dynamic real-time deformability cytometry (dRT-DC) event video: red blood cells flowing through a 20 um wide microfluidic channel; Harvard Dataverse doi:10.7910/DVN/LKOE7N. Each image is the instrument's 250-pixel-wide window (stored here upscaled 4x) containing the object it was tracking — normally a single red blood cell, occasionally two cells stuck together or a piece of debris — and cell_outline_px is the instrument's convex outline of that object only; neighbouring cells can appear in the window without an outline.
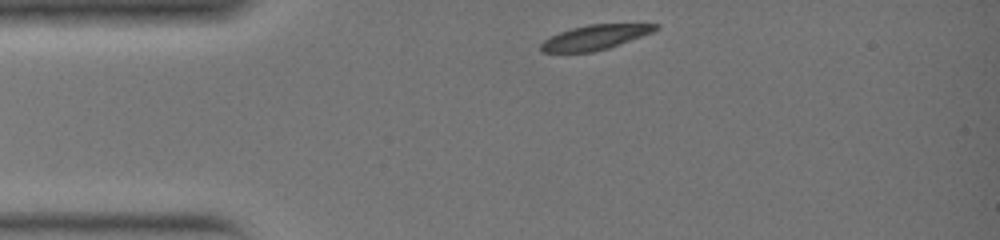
{"species": "common noctule bat (a hibernating species)", "species_latin": "Nyctalus noctula", "temperature_condition": "warm", "stored_images_in_passage": 25, "camera_frame_rate_fps": 3000, "um_per_image_px": 0.085, "animal": {"sex": "female", "body_mass_g": 19.0, "forearm_length_mm": 51.5}, "frame": {"image": 1, "passage_image": 1, "time_ms": 0.0, "image_size_px": [1000, 240], "cell_outline_px": [[660, 28], [652, 32], [608, 48], [592, 52], [540, 52], [540, 44], [544, 40], [560, 32], [572, 28], [588, 24], [660, 24]], "centroid_in_image_um": [50.56, 3.17], "position_along_channel_um": 34.4, "area_um2": 16.3}}
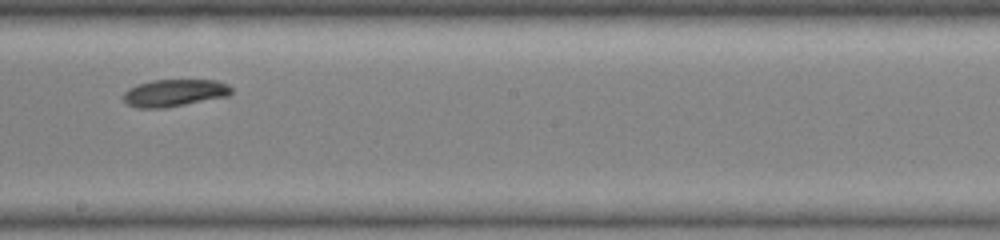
{"frame": {"image": 2, "passage_image": 14, "time_ms": 4.333, "image_size_px": [1000, 240], "cell_outline_px": [[232, 92], [228, 96], [164, 108], [136, 108], [128, 104], [124, 100], [124, 92], [128, 88], [152, 80], [216, 80], [228, 84], [232, 88]], "centroid_in_image_um": [14.84, 7.89], "position_along_channel_um": 233.4, "area_um2": 17.05}}
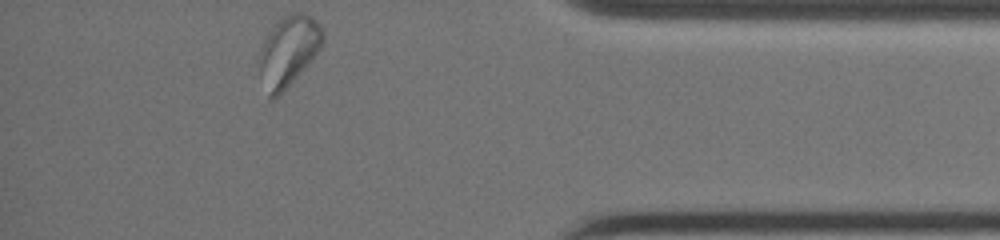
{"frame": {"image": 3, "passage_image": 25, "time_ms": 8.0, "image_size_px": [1000, 240], "cell_outline_px": [[324, 40], [320, 48], [308, 64], [276, 96], [268, 96], [256, 60], [260, 48], [264, 40], [272, 28], [284, 16], [292, 12], [304, 12], [312, 16], [320, 24], [324, 32]], "centroid_in_image_um": [24.53, 4.26], "position_along_channel_um": 410.7, "area_um2": 25.61}}